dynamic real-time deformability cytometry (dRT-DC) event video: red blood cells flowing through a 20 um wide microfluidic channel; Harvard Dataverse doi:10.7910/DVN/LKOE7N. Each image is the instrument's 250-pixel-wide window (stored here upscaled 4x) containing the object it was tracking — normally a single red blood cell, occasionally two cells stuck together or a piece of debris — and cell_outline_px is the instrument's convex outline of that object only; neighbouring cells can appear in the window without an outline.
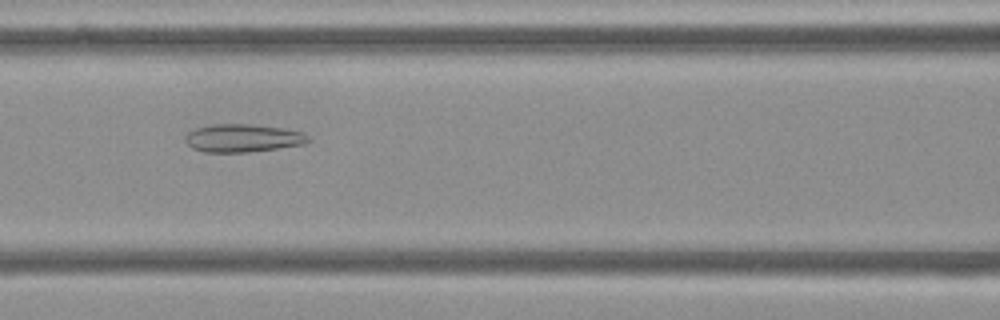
{"species": "Egyptian fruit bat (a non-hibernating species)", "species_latin": "Rousettus aegyptiacus", "temperature_condition": "cold", "stored_images_in_passage": 39, "camera_frame_rate_fps": 3000, "um_per_image_px": 0.085, "frame": {"image": 1, "passage_image": 8, "time_ms": 2.333, "image_size_px": [1000, 320], "cell_outline_px": [[312, 140], [304, 144], [248, 152], [204, 152], [192, 148], [184, 140], [184, 136], [188, 132], [196, 128], [212, 124], [252, 124], [284, 128], [304, 132]], "centroid_in_image_um": [20.64, 11.73], "position_along_channel_um": 146.0, "area_um2": 20.17}}
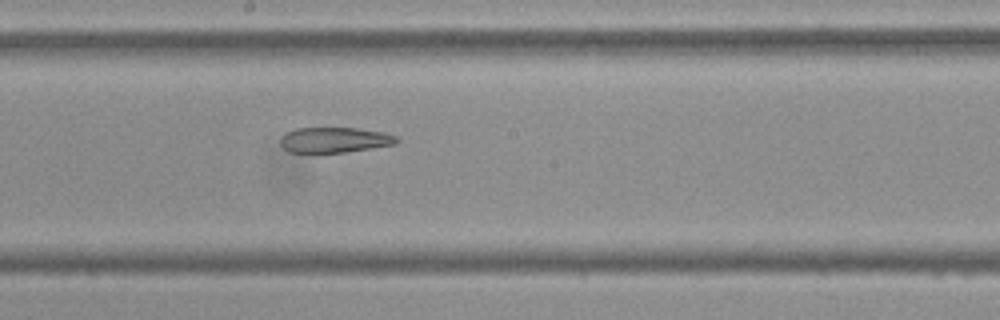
{"frame": {"image": 2, "passage_image": 14, "time_ms": 4.333, "image_size_px": [1000, 320], "cell_outline_px": [[400, 140], [396, 144], [344, 152], [288, 152], [280, 144], [280, 140], [288, 132], [296, 128], [356, 128], [384, 132], [396, 136]], "centroid_in_image_um": [28.47, 11.89], "position_along_channel_um": 219.7, "area_um2": 16.99}}
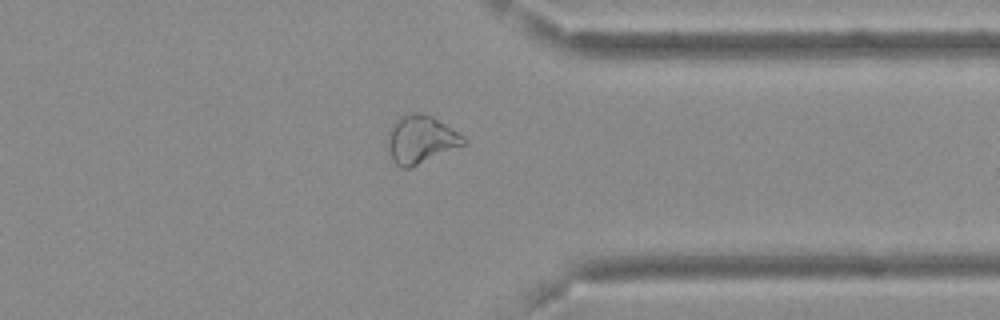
{"frame": {"image": 3, "passage_image": 27, "time_ms": 8.667, "image_size_px": [1000, 320], "cell_outline_px": [[468, 144], [412, 168], [400, 168], [392, 160], [388, 148], [388, 132], [392, 124], [400, 116], [416, 112], [420, 112], [432, 116], [464, 136], [468, 140]], "centroid_in_image_um": [35.8, 11.88], "position_along_channel_um": 375.6, "area_um2": 21.56}, "authors_computed_cell_mechanics": {"area_um2": 20.519, "velocity_mm_per_s": 3.7072, "shape_relaxation_time_tau1_ms": null, "shape_relaxation_time_tau2_ms": 4.1263, "deformation_change_tau1": null, "deformation_change_tau2": 0.1245}}